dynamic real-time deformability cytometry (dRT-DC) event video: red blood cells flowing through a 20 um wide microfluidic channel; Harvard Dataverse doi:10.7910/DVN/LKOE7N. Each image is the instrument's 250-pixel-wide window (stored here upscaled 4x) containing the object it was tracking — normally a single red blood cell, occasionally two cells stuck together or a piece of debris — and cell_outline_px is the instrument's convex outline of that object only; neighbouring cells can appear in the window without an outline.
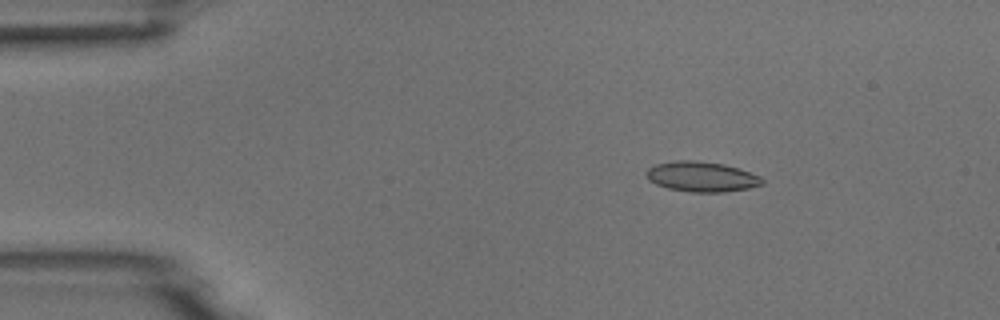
{"species": "common noctule bat (a hibernating species)", "species_latin": "Nyctalus noctula", "temperature_condition": "room temperature", "stored_images_in_passage": 5, "camera_frame_rate_fps": 3000, "um_per_image_px": 0.085, "animal": {"sex": "male", "body_mass_g": 18.8}, "frame": {"image": 1, "passage_image": 3, "time_ms": 2.0, "image_size_px": [1000, 320], "cell_outline_px": [[764, 184], [748, 188], [724, 192], [692, 192], [668, 188], [656, 184], [648, 180], [644, 172], [648, 168], [656, 164], [676, 160], [692, 160], [724, 164], [740, 168], [760, 176], [764, 180]], "centroid_in_image_um": [59.63, 15.01], "position_along_channel_um": 25.4, "area_um2": 20.46}}